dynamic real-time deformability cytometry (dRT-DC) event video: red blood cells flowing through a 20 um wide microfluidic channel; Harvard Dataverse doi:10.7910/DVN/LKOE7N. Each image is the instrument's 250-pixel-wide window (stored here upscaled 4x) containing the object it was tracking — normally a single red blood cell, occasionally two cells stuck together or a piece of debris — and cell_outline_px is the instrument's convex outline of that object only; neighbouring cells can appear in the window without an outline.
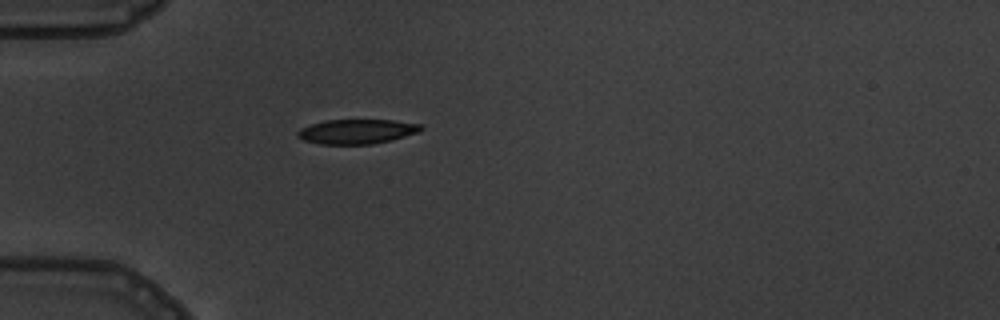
{"species": "common noctule bat (a hibernating species)", "species_latin": "Nyctalus noctula", "temperature_condition": "warm", "stored_images_in_passage": 1, "camera_frame_rate_fps": 3000, "um_per_image_px": 0.085, "animal": {"sex": "male", "body_mass_g": 19.5, "forearm_length_mm": 54.6}, "frame": {"image": 1, "passage_image": 1, "time_ms": 0.0, "image_size_px": [1000, 320], "cell_outline_px": [[424, 128], [420, 132], [392, 140], [372, 144], [320, 144], [304, 140], [296, 136], [296, 132], [300, 128], [324, 120], [392, 120], [420, 124]], "centroid_in_image_um": [30.34, 11.18], "position_along_channel_um": 54.7, "area_um2": 17.74}}